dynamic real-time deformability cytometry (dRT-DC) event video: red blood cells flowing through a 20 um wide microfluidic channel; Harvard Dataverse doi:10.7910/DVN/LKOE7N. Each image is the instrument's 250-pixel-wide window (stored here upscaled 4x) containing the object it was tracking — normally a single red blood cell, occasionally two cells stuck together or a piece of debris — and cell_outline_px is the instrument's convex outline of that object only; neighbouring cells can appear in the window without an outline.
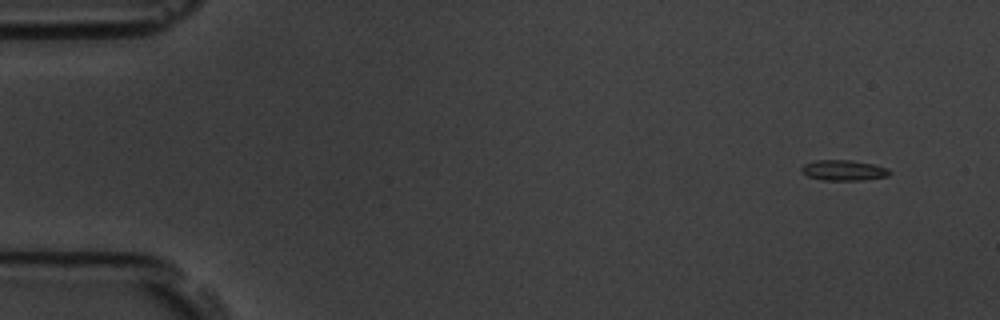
{"species": "common noctule bat (a hibernating species)", "species_latin": "Nyctalus noctula", "temperature_condition": "room temperature", "stored_images_in_passage": 53, "camera_frame_rate_fps": 3000, "um_per_image_px": 0.085, "animal": {"sex": "male", "body_mass_g": 19.5, "forearm_length_mm": 54.6}, "frame": {"image": 1, "passage_image": 1, "time_ms": 0.0, "image_size_px": [1000, 320], "cell_outline_px": [[892, 172], [888, 176], [860, 180], [820, 180], [808, 176], [800, 172], [800, 168], [804, 164], [816, 160], [852, 160], [876, 164], [888, 168]], "centroid_in_image_um": [71.71, 14.47], "position_along_channel_um": 13.3, "area_um2": 10.69}}